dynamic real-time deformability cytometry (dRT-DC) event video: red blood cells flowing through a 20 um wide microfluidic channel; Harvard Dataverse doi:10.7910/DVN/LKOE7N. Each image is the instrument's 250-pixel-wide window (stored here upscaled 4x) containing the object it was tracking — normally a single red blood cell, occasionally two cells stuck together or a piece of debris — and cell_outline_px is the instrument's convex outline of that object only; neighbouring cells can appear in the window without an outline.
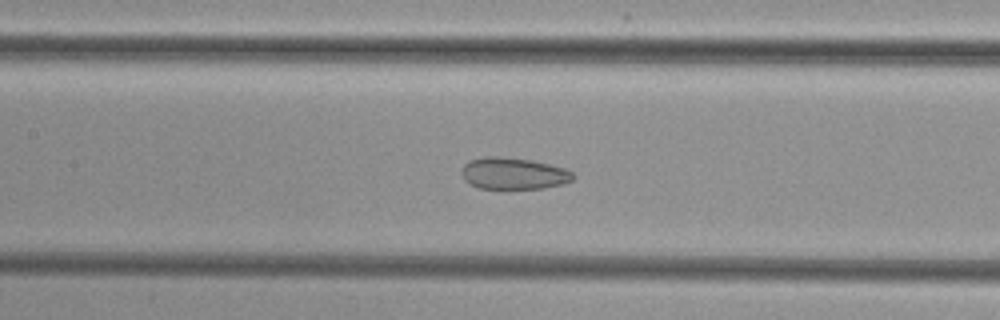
{"species": "common noctule bat (a hibernating species)", "species_latin": "Nyctalus noctula", "temperature_condition": "cold", "stored_images_in_passage": 52, "camera_frame_rate_fps": 3000, "um_per_image_px": 0.085, "animal": {"sex": "female", "body_mass_g": 29.2, "forearm_length_mm": 56.3}, "frame": {"image": 1, "passage_image": 23, "time_ms": 7.333, "image_size_px": [1000, 320], "cell_outline_px": [[576, 176], [572, 180], [564, 184], [544, 188], [500, 192], [480, 188], [464, 180], [460, 172], [464, 164], [468, 160], [484, 156], [500, 156], [532, 160], [564, 168], [572, 172]], "centroid_in_image_um": [43.62, 14.79], "position_along_channel_um": 163.8, "area_um2": 21.62}}
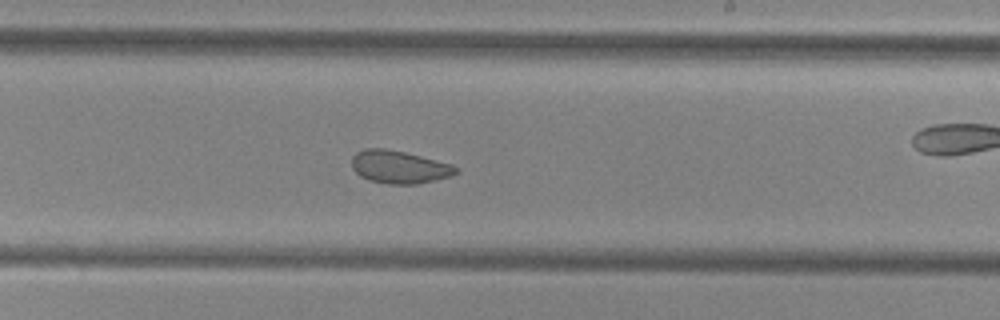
{"frame": {"image": 2, "passage_image": 30, "time_ms": 9.667, "image_size_px": [1000, 320], "cell_outline_px": [[460, 172], [452, 176], [436, 180], [416, 184], [388, 184], [368, 180], [360, 176], [352, 168], [352, 156], [356, 152], [364, 148], [384, 148], [404, 152], [452, 164], [460, 168]], "centroid_in_image_um": [33.95, 14.2], "position_along_channel_um": 255.0, "area_um2": 20.11}}